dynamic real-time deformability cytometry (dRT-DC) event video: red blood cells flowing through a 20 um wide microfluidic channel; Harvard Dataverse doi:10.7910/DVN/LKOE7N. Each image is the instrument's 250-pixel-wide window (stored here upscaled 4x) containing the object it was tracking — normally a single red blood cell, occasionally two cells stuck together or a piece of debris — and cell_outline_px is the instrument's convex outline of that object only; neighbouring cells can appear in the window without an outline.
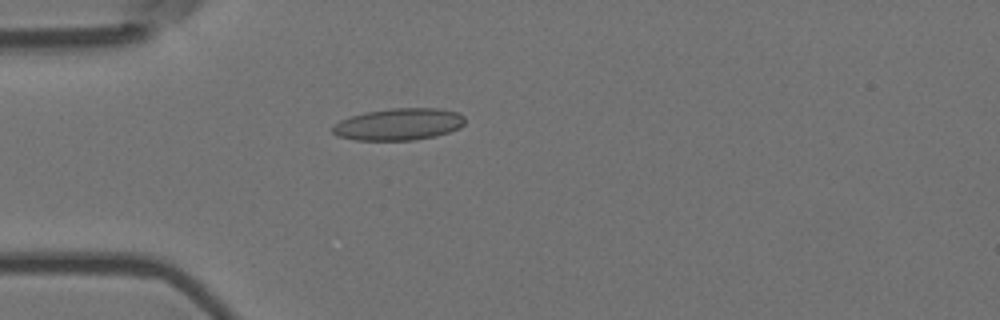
{"species": "Egyptian fruit bat (a non-hibernating species)", "species_latin": "Rousettus aegyptiacus", "temperature_condition": "room temperature", "stored_images_in_passage": 3, "camera_frame_rate_fps": 3000, "um_per_image_px": 0.085, "animal": {"sex": "female"}, "frame": {"image": 1, "passage_image": 1, "time_ms": 0.0, "image_size_px": [1000, 320], "cell_outline_px": [[464, 124], [460, 128], [436, 136], [412, 140], [356, 140], [336, 136], [332, 132], [332, 124], [340, 120], [364, 112], [392, 108], [440, 108], [460, 112], [464, 116]], "centroid_in_image_um": [33.89, 10.56], "position_along_channel_um": 51.1, "area_um2": 24.85}}
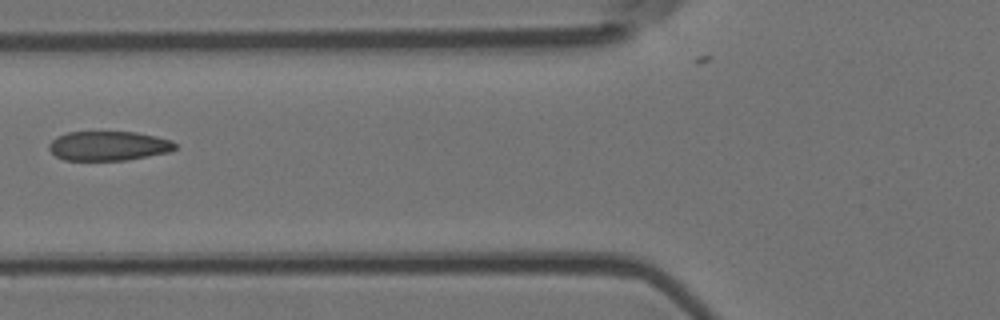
{"frame": {"image": 2, "passage_image": 3, "time_ms": 0.667, "image_size_px": [1000, 320], "cell_outline_px": [[176, 148], [168, 152], [128, 160], [64, 160], [56, 156], [48, 148], [48, 144], [56, 136], [68, 132], [136, 132], [156, 136], [172, 140], [176, 144]], "centroid_in_image_um": [9.21, 12.4], "position_along_channel_um": 116.6, "area_um2": 21.68}}